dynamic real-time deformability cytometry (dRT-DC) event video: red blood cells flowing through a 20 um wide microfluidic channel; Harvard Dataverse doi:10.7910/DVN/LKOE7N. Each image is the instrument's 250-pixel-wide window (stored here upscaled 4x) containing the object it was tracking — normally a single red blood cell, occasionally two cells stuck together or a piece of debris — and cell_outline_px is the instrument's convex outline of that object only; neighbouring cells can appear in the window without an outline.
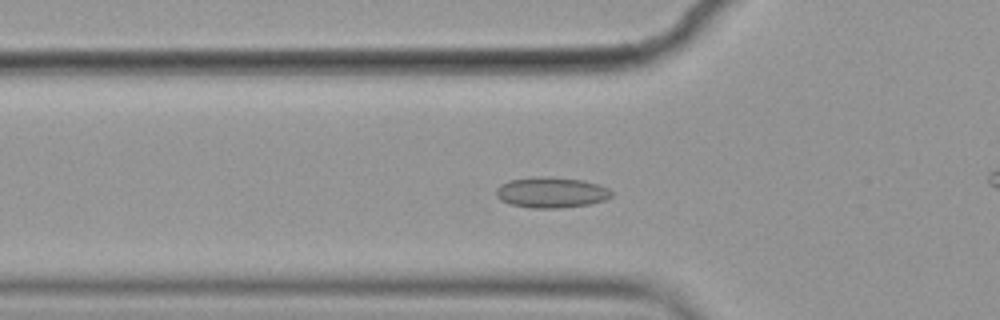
{"species": "common noctule bat (a hibernating species)", "species_latin": "Nyctalus noctula", "temperature_condition": "cold", "stored_images_in_passage": 50, "camera_frame_rate_fps": 3000, "um_per_image_px": 0.085, "animal": {"sex": "female", "body_mass_g": 19.9}, "frame": {"image": 1, "passage_image": 18, "time_ms": 5.667, "image_size_px": [1000, 320], "cell_outline_px": [[612, 196], [604, 200], [588, 204], [560, 208], [532, 208], [508, 204], [500, 200], [496, 196], [496, 188], [500, 184], [508, 180], [532, 176], [552, 176], [584, 180], [600, 184], [608, 188], [612, 192]], "centroid_in_image_um": [46.83, 16.34], "position_along_channel_um": 79.0, "area_um2": 21.04}}
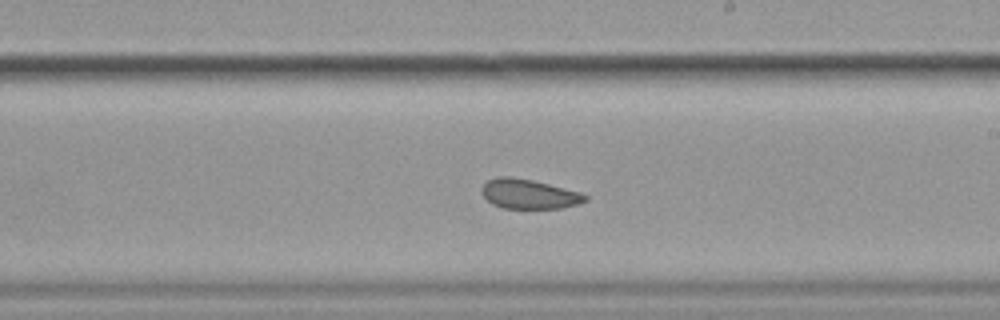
{"frame": {"image": 2, "passage_image": 32, "time_ms": 10.333, "image_size_px": [1000, 320], "cell_outline_px": [[588, 200], [580, 204], [560, 208], [504, 208], [492, 204], [480, 192], [480, 188], [488, 180], [496, 176], [512, 176], [532, 180], [580, 192], [588, 196]], "centroid_in_image_um": [44.95, 16.48], "position_along_channel_um": 244.1, "area_um2": 17.92}}
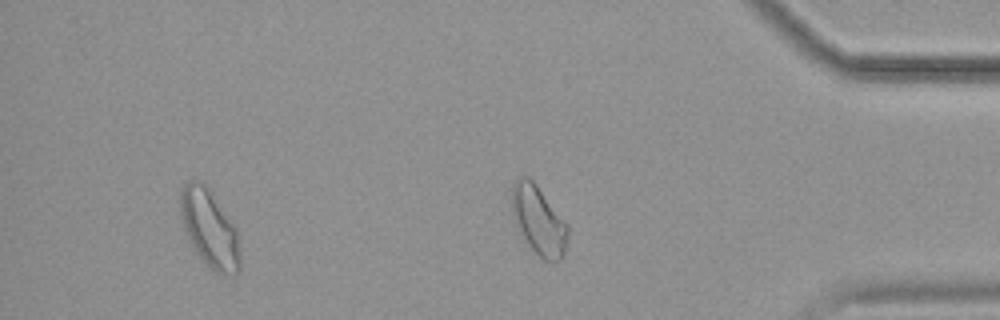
{"frame": {"image": 3, "passage_image": 46, "time_ms": 15.0, "image_size_px": [1000, 320], "cell_outline_px": [[240, 268], [236, 276], [228, 276], [216, 272], [204, 264], [200, 260], [188, 240], [184, 232], [180, 216], [180, 188], [188, 180], [200, 180], [204, 184], [232, 224], [236, 232], [240, 252]], "centroid_in_image_um": [17.76, 19.49], "position_along_channel_um": 417.4, "area_um2": 26.99}, "authors_computed_cell_mechanics": {"area_um2": 20.1722, "velocity_mm_per_s": 3.5415, "shape_relaxation_time_tau1_ms": null, "shape_relaxation_time_tau2_ms": 2.7162, "deformation_change_tau1": null, "deformation_change_tau2": 0.0778}}